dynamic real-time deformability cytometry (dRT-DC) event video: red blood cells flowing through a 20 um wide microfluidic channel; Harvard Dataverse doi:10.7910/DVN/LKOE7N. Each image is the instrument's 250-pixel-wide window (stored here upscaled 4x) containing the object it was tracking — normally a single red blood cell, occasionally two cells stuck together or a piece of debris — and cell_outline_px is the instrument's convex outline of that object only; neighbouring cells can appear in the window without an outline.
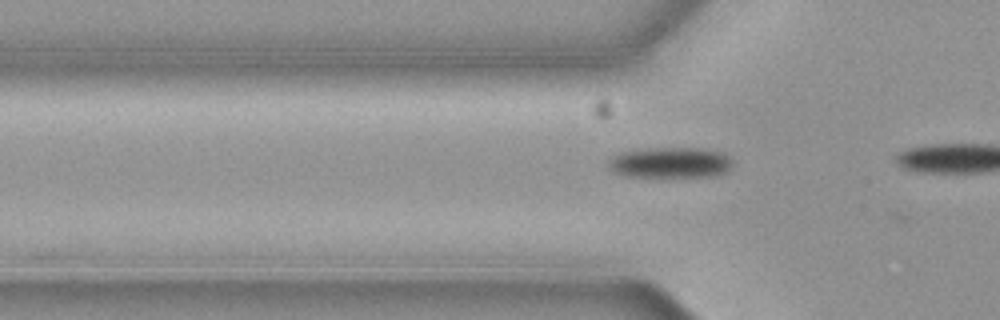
{"species": "common noctule bat (a hibernating species)", "species_latin": "Nyctalus noctula", "temperature_condition": "cold", "stored_images_in_passage": 6, "camera_frame_rate_fps": 3000, "um_per_image_px": 0.085, "animal": {"sex": "female", "body_mass_g": 19.3, "forearm_length_mm": 54.1}, "frame": {"image": 1, "passage_image": 4, "time_ms": 1.0, "image_size_px": [1000, 320], "cell_outline_px": [[732, 164], [724, 172], [716, 176], [628, 176], [616, 172], [608, 168], [608, 160], [620, 152], [648, 148], [704, 148], [724, 152], [732, 160]], "centroid_in_image_um": [56.99, 13.8], "position_along_channel_um": 68.8, "area_um2": 22.14}}